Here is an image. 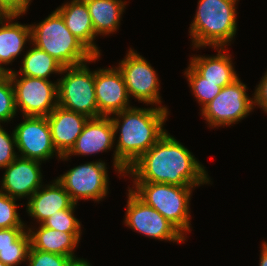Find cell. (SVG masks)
<instances>
[{
    "mask_svg": "<svg viewBox=\"0 0 267 266\" xmlns=\"http://www.w3.org/2000/svg\"><path fill=\"white\" fill-rule=\"evenodd\" d=\"M62 72L67 74L57 81L58 105L88 118L98 117L95 71H90L85 62L63 67Z\"/></svg>",
    "mask_w": 267,
    "mask_h": 266,
    "instance_id": "8992f818",
    "label": "cell"
},
{
    "mask_svg": "<svg viewBox=\"0 0 267 266\" xmlns=\"http://www.w3.org/2000/svg\"><path fill=\"white\" fill-rule=\"evenodd\" d=\"M16 198L0 191V229L25 227L17 213Z\"/></svg>",
    "mask_w": 267,
    "mask_h": 266,
    "instance_id": "83f0119b",
    "label": "cell"
},
{
    "mask_svg": "<svg viewBox=\"0 0 267 266\" xmlns=\"http://www.w3.org/2000/svg\"><path fill=\"white\" fill-rule=\"evenodd\" d=\"M125 223L147 237L157 240L183 242L185 236L157 210L142 201L132 189L128 190Z\"/></svg>",
    "mask_w": 267,
    "mask_h": 266,
    "instance_id": "9c48e42d",
    "label": "cell"
},
{
    "mask_svg": "<svg viewBox=\"0 0 267 266\" xmlns=\"http://www.w3.org/2000/svg\"><path fill=\"white\" fill-rule=\"evenodd\" d=\"M134 182L199 186L210 182L204 166L167 132L127 170Z\"/></svg>",
    "mask_w": 267,
    "mask_h": 266,
    "instance_id": "6da1fadb",
    "label": "cell"
},
{
    "mask_svg": "<svg viewBox=\"0 0 267 266\" xmlns=\"http://www.w3.org/2000/svg\"><path fill=\"white\" fill-rule=\"evenodd\" d=\"M31 40L63 67L77 66L99 59L94 56L66 27L62 16L55 10L38 25H30Z\"/></svg>",
    "mask_w": 267,
    "mask_h": 266,
    "instance_id": "3957f363",
    "label": "cell"
},
{
    "mask_svg": "<svg viewBox=\"0 0 267 266\" xmlns=\"http://www.w3.org/2000/svg\"><path fill=\"white\" fill-rule=\"evenodd\" d=\"M238 0H199L190 35L195 48H224L236 34V2ZM218 47V48H217Z\"/></svg>",
    "mask_w": 267,
    "mask_h": 266,
    "instance_id": "277c9868",
    "label": "cell"
},
{
    "mask_svg": "<svg viewBox=\"0 0 267 266\" xmlns=\"http://www.w3.org/2000/svg\"><path fill=\"white\" fill-rule=\"evenodd\" d=\"M29 249L30 237L27 231L14 242V247L0 248V261L9 266H17L27 259Z\"/></svg>",
    "mask_w": 267,
    "mask_h": 266,
    "instance_id": "484cf974",
    "label": "cell"
},
{
    "mask_svg": "<svg viewBox=\"0 0 267 266\" xmlns=\"http://www.w3.org/2000/svg\"><path fill=\"white\" fill-rule=\"evenodd\" d=\"M91 16L95 35L115 32L126 6L122 0H84Z\"/></svg>",
    "mask_w": 267,
    "mask_h": 266,
    "instance_id": "44dd1931",
    "label": "cell"
},
{
    "mask_svg": "<svg viewBox=\"0 0 267 266\" xmlns=\"http://www.w3.org/2000/svg\"><path fill=\"white\" fill-rule=\"evenodd\" d=\"M57 180L75 204L79 199L100 201L108 192L106 164L102 161L76 166Z\"/></svg>",
    "mask_w": 267,
    "mask_h": 266,
    "instance_id": "30bf717a",
    "label": "cell"
},
{
    "mask_svg": "<svg viewBox=\"0 0 267 266\" xmlns=\"http://www.w3.org/2000/svg\"><path fill=\"white\" fill-rule=\"evenodd\" d=\"M17 112L14 89L8 73L0 77V122H8Z\"/></svg>",
    "mask_w": 267,
    "mask_h": 266,
    "instance_id": "4316f807",
    "label": "cell"
},
{
    "mask_svg": "<svg viewBox=\"0 0 267 266\" xmlns=\"http://www.w3.org/2000/svg\"><path fill=\"white\" fill-rule=\"evenodd\" d=\"M14 147H16L14 131L10 136L0 124V168L7 167L19 156L15 152Z\"/></svg>",
    "mask_w": 267,
    "mask_h": 266,
    "instance_id": "f546056e",
    "label": "cell"
},
{
    "mask_svg": "<svg viewBox=\"0 0 267 266\" xmlns=\"http://www.w3.org/2000/svg\"><path fill=\"white\" fill-rule=\"evenodd\" d=\"M0 24V70L9 73L12 70L2 65L11 63L21 53L26 41L31 40V29L30 25L18 22Z\"/></svg>",
    "mask_w": 267,
    "mask_h": 266,
    "instance_id": "7402d4cb",
    "label": "cell"
},
{
    "mask_svg": "<svg viewBox=\"0 0 267 266\" xmlns=\"http://www.w3.org/2000/svg\"><path fill=\"white\" fill-rule=\"evenodd\" d=\"M114 139L115 131L109 116L89 118L73 148L61 159L66 160L71 154L92 155L104 152L113 147Z\"/></svg>",
    "mask_w": 267,
    "mask_h": 266,
    "instance_id": "2e32d148",
    "label": "cell"
},
{
    "mask_svg": "<svg viewBox=\"0 0 267 266\" xmlns=\"http://www.w3.org/2000/svg\"><path fill=\"white\" fill-rule=\"evenodd\" d=\"M8 74L14 89L16 109L19 107L23 116L47 117L58 106L57 82L26 76L19 79L13 70Z\"/></svg>",
    "mask_w": 267,
    "mask_h": 266,
    "instance_id": "52a82bcc",
    "label": "cell"
},
{
    "mask_svg": "<svg viewBox=\"0 0 267 266\" xmlns=\"http://www.w3.org/2000/svg\"><path fill=\"white\" fill-rule=\"evenodd\" d=\"M31 0H0V7L8 16L25 14Z\"/></svg>",
    "mask_w": 267,
    "mask_h": 266,
    "instance_id": "4dcf8cb0",
    "label": "cell"
},
{
    "mask_svg": "<svg viewBox=\"0 0 267 266\" xmlns=\"http://www.w3.org/2000/svg\"><path fill=\"white\" fill-rule=\"evenodd\" d=\"M254 92V104L260 106L267 113V72Z\"/></svg>",
    "mask_w": 267,
    "mask_h": 266,
    "instance_id": "d6a6232c",
    "label": "cell"
},
{
    "mask_svg": "<svg viewBox=\"0 0 267 266\" xmlns=\"http://www.w3.org/2000/svg\"><path fill=\"white\" fill-rule=\"evenodd\" d=\"M24 228L0 229V248L14 247V242L26 231Z\"/></svg>",
    "mask_w": 267,
    "mask_h": 266,
    "instance_id": "1f68e13d",
    "label": "cell"
},
{
    "mask_svg": "<svg viewBox=\"0 0 267 266\" xmlns=\"http://www.w3.org/2000/svg\"><path fill=\"white\" fill-rule=\"evenodd\" d=\"M66 266H91V265L84 259L73 258L67 263Z\"/></svg>",
    "mask_w": 267,
    "mask_h": 266,
    "instance_id": "e575fe53",
    "label": "cell"
},
{
    "mask_svg": "<svg viewBox=\"0 0 267 266\" xmlns=\"http://www.w3.org/2000/svg\"><path fill=\"white\" fill-rule=\"evenodd\" d=\"M118 69L123 75L128 95L146 104H161L157 74L144 57L131 49Z\"/></svg>",
    "mask_w": 267,
    "mask_h": 266,
    "instance_id": "8fae6325",
    "label": "cell"
},
{
    "mask_svg": "<svg viewBox=\"0 0 267 266\" xmlns=\"http://www.w3.org/2000/svg\"><path fill=\"white\" fill-rule=\"evenodd\" d=\"M0 266H9V265L3 264V263L0 261Z\"/></svg>",
    "mask_w": 267,
    "mask_h": 266,
    "instance_id": "8d00e7d4",
    "label": "cell"
},
{
    "mask_svg": "<svg viewBox=\"0 0 267 266\" xmlns=\"http://www.w3.org/2000/svg\"><path fill=\"white\" fill-rule=\"evenodd\" d=\"M42 189V190H40ZM75 204L69 193L56 179L53 184L39 188L28 200L26 210L40 225L51 215L62 209H74Z\"/></svg>",
    "mask_w": 267,
    "mask_h": 266,
    "instance_id": "e0dca14e",
    "label": "cell"
},
{
    "mask_svg": "<svg viewBox=\"0 0 267 266\" xmlns=\"http://www.w3.org/2000/svg\"><path fill=\"white\" fill-rule=\"evenodd\" d=\"M30 246L33 249L76 258L73 249L79 240L72 234L54 230L41 224L37 231L28 228Z\"/></svg>",
    "mask_w": 267,
    "mask_h": 266,
    "instance_id": "ffe728a7",
    "label": "cell"
},
{
    "mask_svg": "<svg viewBox=\"0 0 267 266\" xmlns=\"http://www.w3.org/2000/svg\"><path fill=\"white\" fill-rule=\"evenodd\" d=\"M3 74H4V72L0 70V77H1Z\"/></svg>",
    "mask_w": 267,
    "mask_h": 266,
    "instance_id": "74e56055",
    "label": "cell"
},
{
    "mask_svg": "<svg viewBox=\"0 0 267 266\" xmlns=\"http://www.w3.org/2000/svg\"><path fill=\"white\" fill-rule=\"evenodd\" d=\"M22 65L19 71L21 76L48 80V77L53 72L63 74V66L48 53L36 46L26 53Z\"/></svg>",
    "mask_w": 267,
    "mask_h": 266,
    "instance_id": "603a6c76",
    "label": "cell"
},
{
    "mask_svg": "<svg viewBox=\"0 0 267 266\" xmlns=\"http://www.w3.org/2000/svg\"><path fill=\"white\" fill-rule=\"evenodd\" d=\"M71 259L69 256L36 250L31 246L27 257L28 266H66Z\"/></svg>",
    "mask_w": 267,
    "mask_h": 266,
    "instance_id": "f1b7e54d",
    "label": "cell"
},
{
    "mask_svg": "<svg viewBox=\"0 0 267 266\" xmlns=\"http://www.w3.org/2000/svg\"><path fill=\"white\" fill-rule=\"evenodd\" d=\"M88 119L59 105L47 116L54 147L61 156L73 148Z\"/></svg>",
    "mask_w": 267,
    "mask_h": 266,
    "instance_id": "9a60e30c",
    "label": "cell"
},
{
    "mask_svg": "<svg viewBox=\"0 0 267 266\" xmlns=\"http://www.w3.org/2000/svg\"><path fill=\"white\" fill-rule=\"evenodd\" d=\"M40 161L17 157L7 167L3 175L2 187L6 195L13 198H30L42 184Z\"/></svg>",
    "mask_w": 267,
    "mask_h": 266,
    "instance_id": "5bb4252c",
    "label": "cell"
},
{
    "mask_svg": "<svg viewBox=\"0 0 267 266\" xmlns=\"http://www.w3.org/2000/svg\"><path fill=\"white\" fill-rule=\"evenodd\" d=\"M246 85L240 79L223 87L219 94L201 111L211 127L231 125L252 112L254 99L246 94Z\"/></svg>",
    "mask_w": 267,
    "mask_h": 266,
    "instance_id": "ba28073f",
    "label": "cell"
},
{
    "mask_svg": "<svg viewBox=\"0 0 267 266\" xmlns=\"http://www.w3.org/2000/svg\"><path fill=\"white\" fill-rule=\"evenodd\" d=\"M66 27L94 55L100 57V50L95 45L96 37L91 16L84 0H72L57 8Z\"/></svg>",
    "mask_w": 267,
    "mask_h": 266,
    "instance_id": "ac0fdd59",
    "label": "cell"
},
{
    "mask_svg": "<svg viewBox=\"0 0 267 266\" xmlns=\"http://www.w3.org/2000/svg\"><path fill=\"white\" fill-rule=\"evenodd\" d=\"M189 85L198 102L203 106L202 109L211 102L221 91L219 83L205 81L190 65L185 72Z\"/></svg>",
    "mask_w": 267,
    "mask_h": 266,
    "instance_id": "cb8c5ba5",
    "label": "cell"
},
{
    "mask_svg": "<svg viewBox=\"0 0 267 266\" xmlns=\"http://www.w3.org/2000/svg\"><path fill=\"white\" fill-rule=\"evenodd\" d=\"M132 191L157 210L183 235L190 230L189 199L194 186H177L154 182H133Z\"/></svg>",
    "mask_w": 267,
    "mask_h": 266,
    "instance_id": "5b68a950",
    "label": "cell"
},
{
    "mask_svg": "<svg viewBox=\"0 0 267 266\" xmlns=\"http://www.w3.org/2000/svg\"><path fill=\"white\" fill-rule=\"evenodd\" d=\"M167 114L168 110L163 106L147 109L130 106L115 113L116 118L110 117L115 138L120 129L113 157L116 171L127 174L128 168L165 134L163 125Z\"/></svg>",
    "mask_w": 267,
    "mask_h": 266,
    "instance_id": "7a4b0ae2",
    "label": "cell"
},
{
    "mask_svg": "<svg viewBox=\"0 0 267 266\" xmlns=\"http://www.w3.org/2000/svg\"><path fill=\"white\" fill-rule=\"evenodd\" d=\"M24 121L13 130L20 157L46 161L57 153L54 147L47 117L23 116Z\"/></svg>",
    "mask_w": 267,
    "mask_h": 266,
    "instance_id": "7c38bea8",
    "label": "cell"
},
{
    "mask_svg": "<svg viewBox=\"0 0 267 266\" xmlns=\"http://www.w3.org/2000/svg\"><path fill=\"white\" fill-rule=\"evenodd\" d=\"M74 209H62L51 215L42 225L54 230L72 233L79 241L81 235V224L74 217Z\"/></svg>",
    "mask_w": 267,
    "mask_h": 266,
    "instance_id": "d4e9b609",
    "label": "cell"
},
{
    "mask_svg": "<svg viewBox=\"0 0 267 266\" xmlns=\"http://www.w3.org/2000/svg\"><path fill=\"white\" fill-rule=\"evenodd\" d=\"M259 266H267V243L266 242L262 244Z\"/></svg>",
    "mask_w": 267,
    "mask_h": 266,
    "instance_id": "836d02e7",
    "label": "cell"
},
{
    "mask_svg": "<svg viewBox=\"0 0 267 266\" xmlns=\"http://www.w3.org/2000/svg\"><path fill=\"white\" fill-rule=\"evenodd\" d=\"M98 117L121 112L129 107V95L121 71L116 68L95 71Z\"/></svg>",
    "mask_w": 267,
    "mask_h": 266,
    "instance_id": "4fadbf2b",
    "label": "cell"
},
{
    "mask_svg": "<svg viewBox=\"0 0 267 266\" xmlns=\"http://www.w3.org/2000/svg\"><path fill=\"white\" fill-rule=\"evenodd\" d=\"M18 16H8L7 13L0 7V23L4 20L12 22Z\"/></svg>",
    "mask_w": 267,
    "mask_h": 266,
    "instance_id": "d590c367",
    "label": "cell"
},
{
    "mask_svg": "<svg viewBox=\"0 0 267 266\" xmlns=\"http://www.w3.org/2000/svg\"><path fill=\"white\" fill-rule=\"evenodd\" d=\"M220 49V50H219ZM218 49L217 56H195L190 61V66L205 79L211 83H219L222 88L233 83L239 77L237 76L231 57L224 52L223 48Z\"/></svg>",
    "mask_w": 267,
    "mask_h": 266,
    "instance_id": "d6986e66",
    "label": "cell"
}]
</instances>
